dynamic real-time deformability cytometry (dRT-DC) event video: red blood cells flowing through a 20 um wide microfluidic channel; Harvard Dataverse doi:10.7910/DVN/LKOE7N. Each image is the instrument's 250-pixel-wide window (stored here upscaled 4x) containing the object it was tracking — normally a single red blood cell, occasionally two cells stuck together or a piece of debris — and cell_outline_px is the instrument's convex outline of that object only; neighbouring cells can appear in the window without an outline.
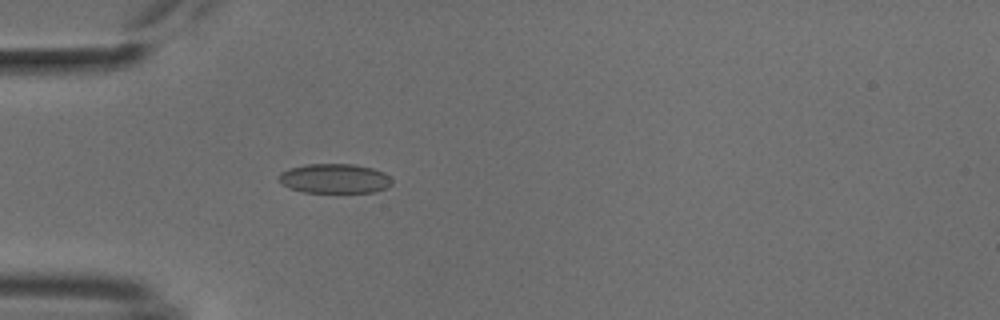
{"species": "common noctule bat (a hibernating species)", "species_latin": "Nyctalus noctula", "temperature_condition": "cold", "stored_images_in_passage": 85, "camera_frame_rate_fps": 3000, "um_per_image_px": 0.085, "animal": {"sex": "male", "body_mass_g": 18.8}, "frame": {"image": 1, "passage_image": 20, "time_ms": 6.333, "image_size_px": [1000, 320], "cell_outline_px": [[392, 184], [388, 188], [372, 192], [304, 192], [280, 184], [280, 172], [288, 168], [308, 164], [352, 164], [372, 168], [384, 172], [392, 180]], "centroid_in_image_um": [28.46, 15.17], "position_along_channel_um": 56.5, "area_um2": 19.42}}
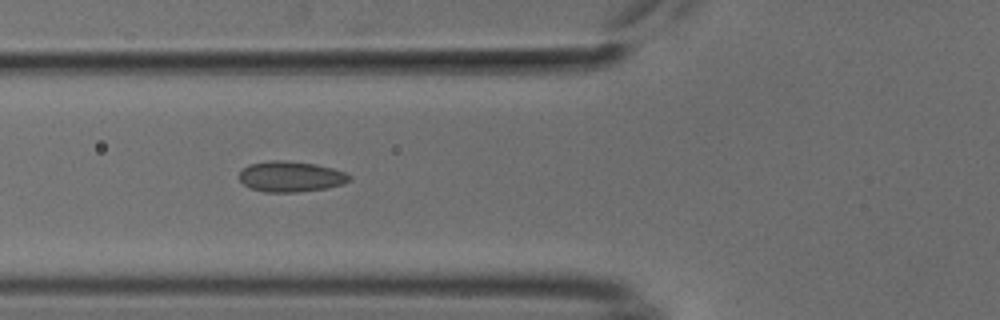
{"frame": {"image": 2, "passage_image": 25, "time_ms": 8.0, "image_size_px": [1000, 320], "cell_outline_px": [[348, 180], [340, 184], [324, 188], [296, 192], [268, 192], [252, 188], [244, 184], [240, 180], [240, 172], [248, 164], [272, 160], [280, 160], [316, 164], [332, 168], [344, 172], [348, 176]], "centroid_in_image_um": [24.66, 15.0], "position_along_channel_um": 101.1, "area_um2": 19.13}}